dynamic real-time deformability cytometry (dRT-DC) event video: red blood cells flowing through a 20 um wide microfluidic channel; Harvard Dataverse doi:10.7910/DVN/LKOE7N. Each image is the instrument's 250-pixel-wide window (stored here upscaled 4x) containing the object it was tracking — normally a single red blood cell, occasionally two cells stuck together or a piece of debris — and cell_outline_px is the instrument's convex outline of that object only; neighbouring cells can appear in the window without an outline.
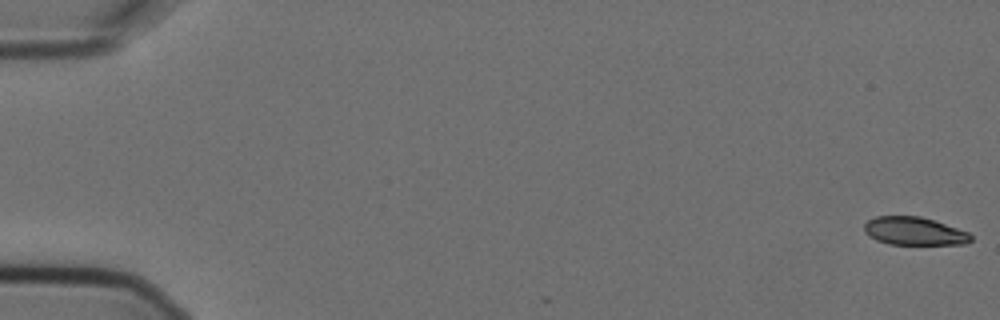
{"species": "Egyptian fruit bat (a non-hibernating species)", "species_latin": "Rousettus aegyptiacus", "temperature_condition": "cold", "stored_images_in_passage": 7, "camera_frame_rate_fps": 3000, "um_per_image_px": 0.085, "animal": {"sex": "female"}, "frame": {"image": 1, "passage_image": 1, "time_ms": 0.0, "image_size_px": [1000, 320], "cell_outline_px": [[972, 240], [964, 244], [888, 244], [876, 240], [868, 236], [864, 232], [864, 224], [868, 220], [876, 216], [920, 216], [968, 232], [972, 236]], "centroid_in_image_um": [77.66, 19.65], "position_along_channel_um": 7.3, "area_um2": 17.34}}
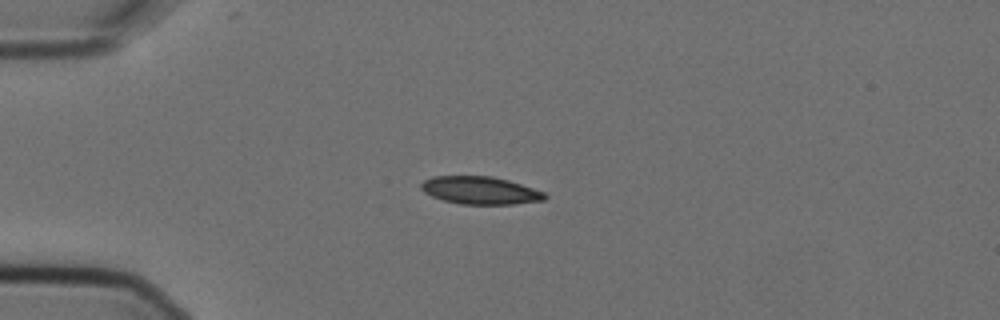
{"frame": {"image": 2, "passage_image": 5, "time_ms": 1.333, "image_size_px": [1000, 320], "cell_outline_px": [[548, 196], [544, 200], [512, 204], [460, 204], [444, 200], [432, 196], [424, 192], [420, 188], [420, 184], [424, 180], [432, 176], [492, 176], [508, 180], [544, 192]], "centroid_in_image_um": [40.79, 16.18], "position_along_channel_um": 44.2, "area_um2": 19.88}}
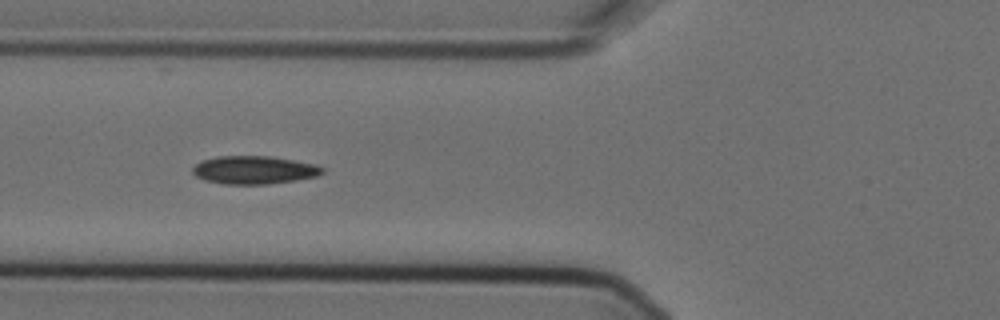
{"frame": {"image": 3, "passage_image": 7, "time_ms": 2.0, "image_size_px": [1000, 320], "cell_outline_px": [[324, 172], [316, 176], [296, 180], [268, 184], [224, 184], [204, 180], [196, 176], [192, 172], [192, 168], [200, 160], [216, 156], [268, 156], [316, 164], [324, 168]], "centroid_in_image_um": [21.57, 14.44], "position_along_channel_um": 104.2, "area_um2": 21.27}}